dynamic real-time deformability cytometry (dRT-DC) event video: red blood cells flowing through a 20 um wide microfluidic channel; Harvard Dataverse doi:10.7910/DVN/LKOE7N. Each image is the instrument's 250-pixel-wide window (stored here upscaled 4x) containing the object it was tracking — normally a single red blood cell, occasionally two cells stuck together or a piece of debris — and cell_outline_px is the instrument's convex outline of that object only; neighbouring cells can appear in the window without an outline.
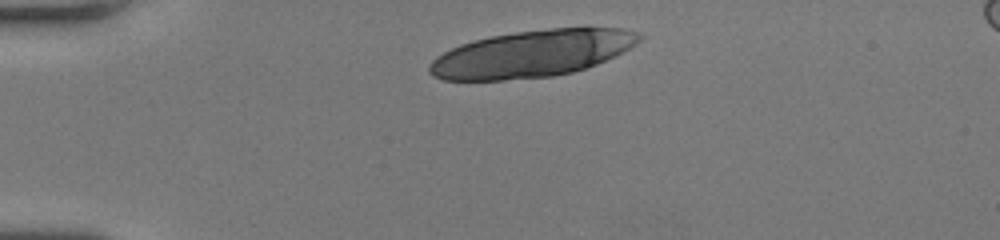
{"species": "human", "species_latin": "Homo sapiens", "temperature_condition": "room temperature", "stored_images_in_passage": 36, "camera_frame_rate_fps": 3000, "um_per_image_px": 0.085, "donor": {"sex": "female"}, "frame": {"image": 1, "passage_image": 1, "time_ms": 0.0, "image_size_px": [1000, 240], "cell_outline_px": [[644, 36], [636, 44], [616, 56], [596, 64], [572, 72], [552, 76], [504, 80], [444, 80], [432, 76], [428, 72], [428, 64], [436, 56], [460, 44], [492, 36], [516, 32], [552, 28], [624, 28], [636, 32]], "centroid_in_image_um": [45.2, 4.57], "position_along_channel_um": 39.8, "area_um2": 57.11}}
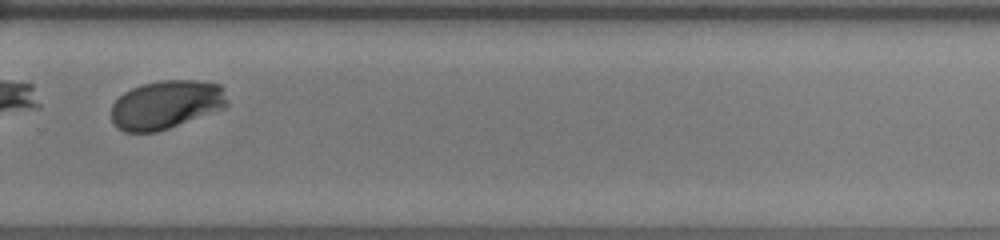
{"frame": {"image": 2, "passage_image": 26, "time_ms": 8.333, "image_size_px": [1000, 240], "cell_outline_px": [[228, 104], [224, 108], [168, 128], [156, 132], [124, 132], [116, 128], [112, 120], [112, 104], [124, 92], [132, 88], [144, 84], [160, 80], [196, 80], [220, 84], [228, 100]], "centroid_in_image_um": [14.11, 8.89], "position_along_channel_um": 315.7, "area_um2": 32.71}}
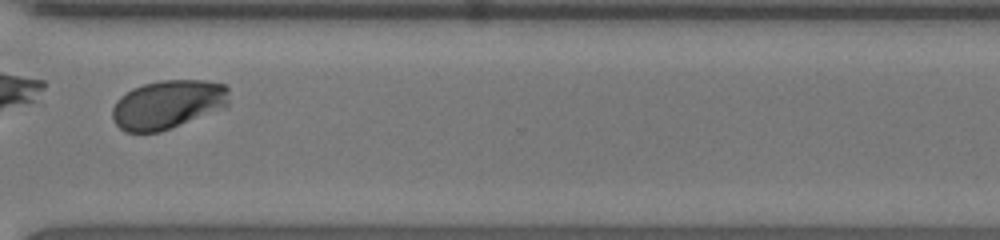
{"frame": {"image": 3, "passage_image": 29, "time_ms": 9.333, "image_size_px": [1000, 240], "cell_outline_px": [[228, 104], [224, 108], [160, 132], [124, 132], [112, 120], [112, 108], [116, 100], [120, 96], [132, 88], [144, 84], [160, 80], [204, 80], [224, 84], [228, 88]], "centroid_in_image_um": [14.23, 8.87], "position_along_channel_um": 356.4, "area_um2": 33.29}, "authors_computed_cell_mechanics": {"area_um2": 33.8997, "velocity_mm_per_s": 4.0023, "shape_relaxation_time_tau1_ms": 3.9924, "shape_relaxation_time_tau2_ms": null, "deformation_change_tau1": 0.2045, "deformation_change_tau2": null}}